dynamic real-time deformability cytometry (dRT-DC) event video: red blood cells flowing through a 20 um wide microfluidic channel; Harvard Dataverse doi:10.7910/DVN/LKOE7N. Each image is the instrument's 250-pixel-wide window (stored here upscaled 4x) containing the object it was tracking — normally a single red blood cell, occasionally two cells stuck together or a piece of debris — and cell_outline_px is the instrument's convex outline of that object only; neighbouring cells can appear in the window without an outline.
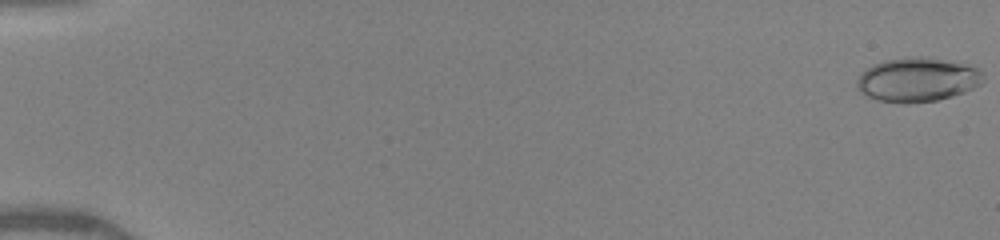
{"species": "human", "species_latin": "Homo sapiens", "temperature_condition": "warm", "stored_images_in_passage": 50, "camera_frame_rate_fps": 3000, "um_per_image_px": 0.085, "donor": {"sex": "female"}, "frame": {"image": 1, "passage_image": 1, "time_ms": 0.0, "image_size_px": [1000, 240], "cell_outline_px": [[984, 80], [980, 84], [964, 92], [952, 96], [936, 100], [904, 104], [900, 104], [876, 100], [860, 92], [856, 88], [856, 80], [872, 64], [884, 60], [908, 56], [924, 56], [968, 64], [980, 68], [984, 76]], "centroid_in_image_um": [77.98, 6.76], "position_along_channel_um": 7.0, "area_um2": 32.89}}
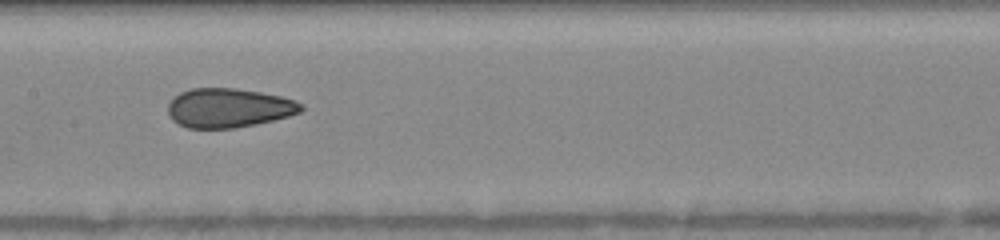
{"frame": {"image": 2, "passage_image": 27, "time_ms": 8.667, "image_size_px": [1000, 240], "cell_outline_px": [[304, 108], [300, 112], [288, 116], [256, 124], [236, 128], [188, 128], [172, 120], [168, 112], [168, 104], [180, 92], [192, 88], [236, 88], [260, 92], [280, 96], [296, 100]], "centroid_in_image_um": [19.43, 9.17], "position_along_channel_um": 188.0, "area_um2": 30.29}}
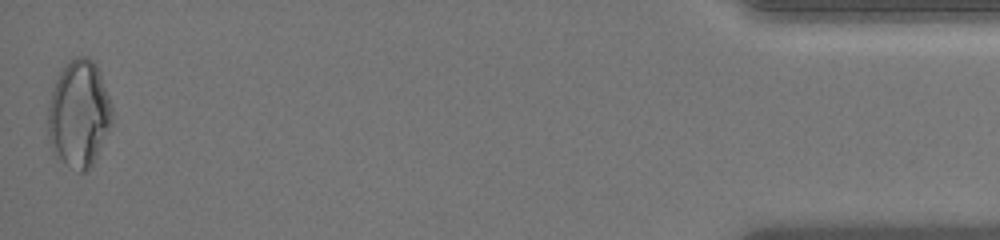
{"frame": {"image": 3, "passage_image": 50, "time_ms": 16.333, "image_size_px": [1000, 240], "cell_outline_px": [[112, 124], [92, 164], [84, 172], [80, 172], [68, 164], [52, 152], [48, 140], [48, 104], [52, 88], [60, 72], [68, 60], [76, 56], [88, 56], [96, 64], [108, 96], [112, 108]], "centroid_in_image_um": [6.69, 9.65], "position_along_channel_um": 428.5, "area_um2": 39.77}, "authors_computed_cell_mechanics": {"area_um2": 31.1253, "velocity_mm_per_s": 4.151, "shape_relaxation_time_tau1_ms": null, "shape_relaxation_time_tau2_ms": 1.1049, "deformation_change_tau1": null, "deformation_change_tau2": 0.0606}}